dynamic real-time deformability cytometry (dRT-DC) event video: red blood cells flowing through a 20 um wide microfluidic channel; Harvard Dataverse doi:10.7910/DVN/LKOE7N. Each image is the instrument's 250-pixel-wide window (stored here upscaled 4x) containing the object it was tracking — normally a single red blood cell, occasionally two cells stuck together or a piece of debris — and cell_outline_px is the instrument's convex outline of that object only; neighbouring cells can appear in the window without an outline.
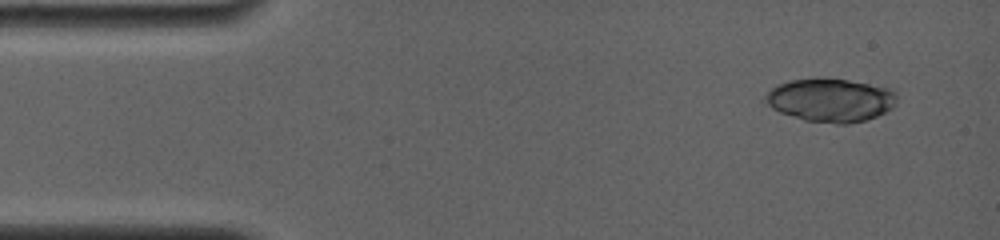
{"species": "common noctule bat (a hibernating species)", "species_latin": "Nyctalus noctula", "temperature_condition": "room temperature", "stored_images_in_passage": 3, "camera_frame_rate_fps": 4000, "um_per_image_px": 0.085, "animal": {"sex": "female", "body_mass_g": 19.0, "forearm_length_mm": 56.7}, "frame": {"image": 1, "passage_image": 3, "time_ms": 1.75, "image_size_px": [1000, 240], "cell_outline_px": [[896, 104], [892, 108], [868, 120], [848, 124], [836, 124], [804, 120], [780, 112], [772, 108], [764, 100], [764, 96], [776, 84], [788, 80], [848, 80], [888, 88], [896, 92]], "centroid_in_image_um": [70.6, 8.54], "position_along_channel_um": 14.4, "area_um2": 32.83}}